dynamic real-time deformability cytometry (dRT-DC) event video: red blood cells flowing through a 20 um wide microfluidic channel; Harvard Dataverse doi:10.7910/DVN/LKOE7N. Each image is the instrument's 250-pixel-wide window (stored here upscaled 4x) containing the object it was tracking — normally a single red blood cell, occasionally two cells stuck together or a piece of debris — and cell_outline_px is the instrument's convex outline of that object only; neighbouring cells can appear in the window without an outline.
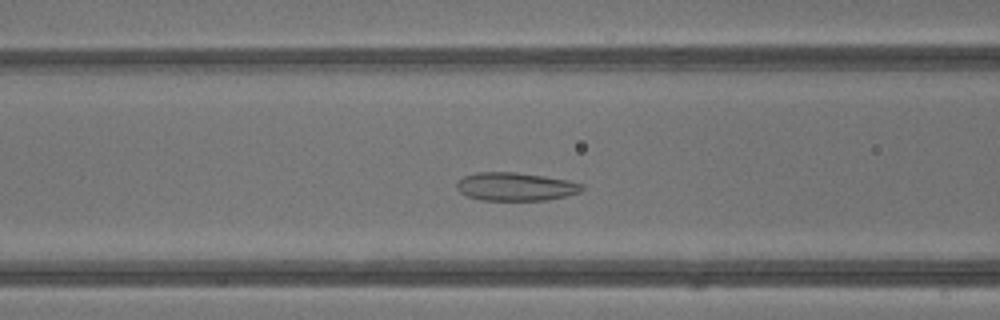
{"species": "common noctule bat (a hibernating species)", "species_latin": "Nyctalus noctula", "temperature_condition": "warm", "stored_images_in_passage": 38, "camera_frame_rate_fps": 3000, "um_per_image_px": 0.085, "animal": {"sex": "male", "body_mass_g": 13.3}, "frame": {"image": 1, "passage_image": 13, "time_ms": 4.0, "image_size_px": [1000, 320], "cell_outline_px": [[584, 188], [580, 192], [564, 196], [544, 200], [480, 200], [468, 196], [460, 192], [456, 188], [456, 180], [464, 176], [476, 172], [516, 172], [568, 180], [584, 184]], "centroid_in_image_um": [43.78, 15.86], "position_along_channel_um": 122.8, "area_um2": 20.63}}
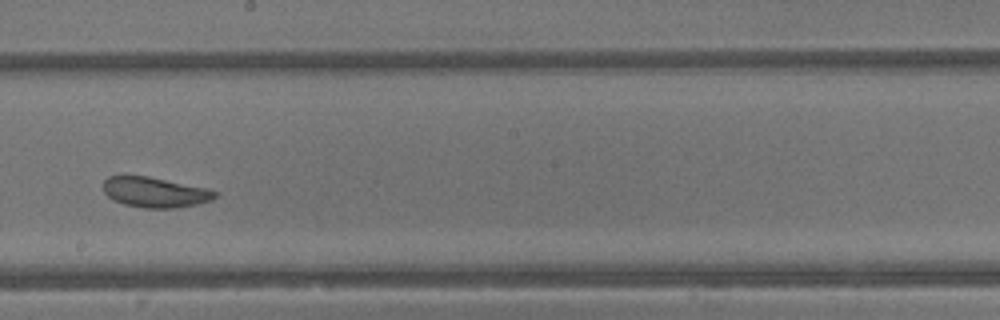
{"frame": {"image": 2, "passage_image": 20, "time_ms": 6.333, "image_size_px": [1000, 320], "cell_outline_px": [[216, 196], [212, 200], [196, 204], [176, 208], [144, 208], [124, 204], [108, 196], [104, 192], [104, 180], [108, 176], [148, 176], [204, 188], [216, 192]], "centroid_in_image_um": [13.15, 16.35], "position_along_channel_um": 235.1, "area_um2": 19.31}}
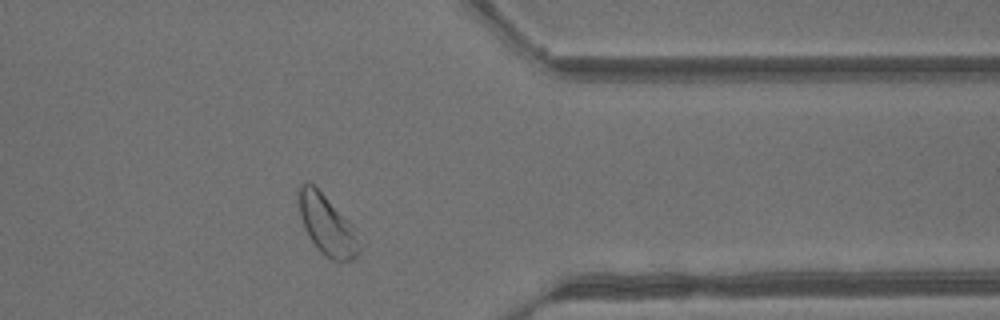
{"frame": {"image": 3, "passage_image": 30, "time_ms": 9.667, "image_size_px": [1000, 320], "cell_outline_px": [[360, 252], [352, 260], [332, 260], [324, 256], [316, 248], [308, 236], [304, 228], [300, 216], [296, 192], [300, 184], [312, 184], [356, 228], [360, 248]], "centroid_in_image_um": [27.77, 19.15], "position_along_channel_um": 383.6, "area_um2": 21.1}, "authors_computed_cell_mechanics": {"area_um2": 21.6172, "velocity_mm_per_s": 4.8235, "shape_relaxation_time_tau1_ms": 3.9885, "shape_relaxation_time_tau2_ms": 0.9101, "deformation_change_tau1": 0.0749, "deformation_change_tau2": 0.0835}}